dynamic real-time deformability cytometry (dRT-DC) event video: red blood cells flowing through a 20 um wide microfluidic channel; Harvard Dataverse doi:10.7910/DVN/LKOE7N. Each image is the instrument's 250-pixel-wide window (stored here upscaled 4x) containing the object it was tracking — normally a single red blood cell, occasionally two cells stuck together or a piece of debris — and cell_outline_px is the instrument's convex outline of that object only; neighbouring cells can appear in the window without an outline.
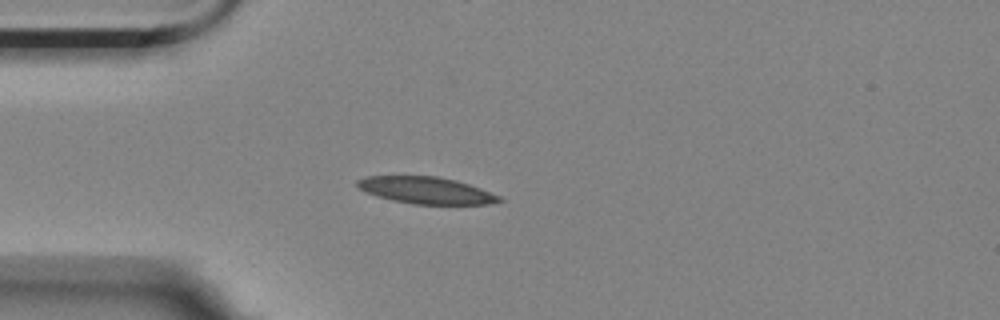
{"species": "Egyptian fruit bat (a non-hibernating species)", "species_latin": "Rousettus aegyptiacus", "temperature_condition": "room temperature", "stored_images_in_passage": 33, "camera_frame_rate_fps": 3000, "um_per_image_px": 0.085, "animal": {"sex": "female"}, "frame": {"image": 1, "passage_image": 1, "time_ms": 0.0, "image_size_px": [1000, 320], "cell_outline_px": [[504, 200], [488, 204], [412, 204], [392, 200], [376, 196], [360, 188], [356, 184], [356, 180], [364, 176], [436, 176], [456, 180], [480, 188], [500, 196]], "centroid_in_image_um": [36.21, 16.17], "position_along_channel_um": 48.8, "area_um2": 22.08}}
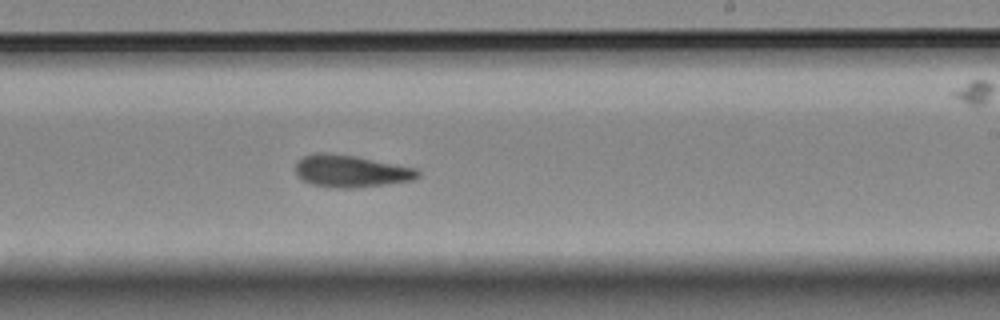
{"frame": {"image": 2, "passage_image": 20, "time_ms": 6.333, "image_size_px": [1000, 320], "cell_outline_px": [[420, 176], [412, 180], [388, 184], [352, 188], [332, 188], [312, 184], [304, 180], [296, 172], [296, 164], [304, 156], [316, 152], [328, 152], [356, 156], [416, 168], [420, 172]], "centroid_in_image_um": [29.85, 14.54], "position_along_channel_um": 259.2, "area_um2": 22.89}}
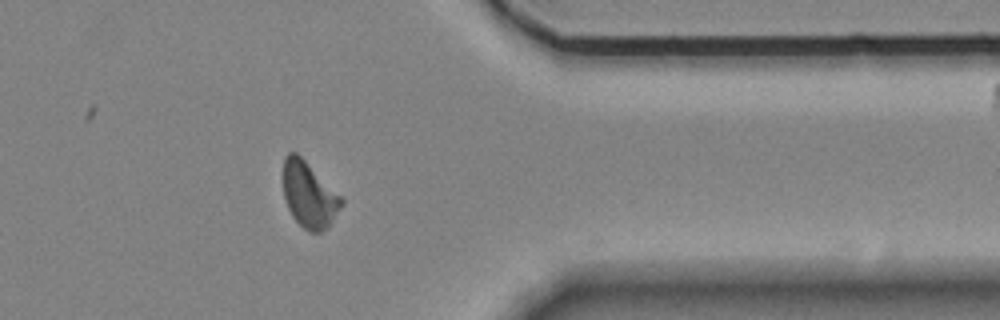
{"frame": {"image": 3, "passage_image": 32, "time_ms": 10.333, "image_size_px": [1000, 320], "cell_outline_px": [[344, 204], [328, 228], [320, 232], [308, 232], [292, 216], [284, 200], [284, 156], [288, 152], [296, 152], [344, 200]], "centroid_in_image_um": [26.27, 16.59], "position_along_channel_um": 385.1, "area_um2": 22.02}, "authors_computed_cell_mechanics": {"area_um2": 22.542, "velocity_mm_per_s": 3.4946, "shape_relaxation_time_tau1_ms": 9.6304, "shape_relaxation_time_tau2_ms": 2.772, "deformation_change_tau1": 0.2077, "deformation_change_tau2": 0.0997}}